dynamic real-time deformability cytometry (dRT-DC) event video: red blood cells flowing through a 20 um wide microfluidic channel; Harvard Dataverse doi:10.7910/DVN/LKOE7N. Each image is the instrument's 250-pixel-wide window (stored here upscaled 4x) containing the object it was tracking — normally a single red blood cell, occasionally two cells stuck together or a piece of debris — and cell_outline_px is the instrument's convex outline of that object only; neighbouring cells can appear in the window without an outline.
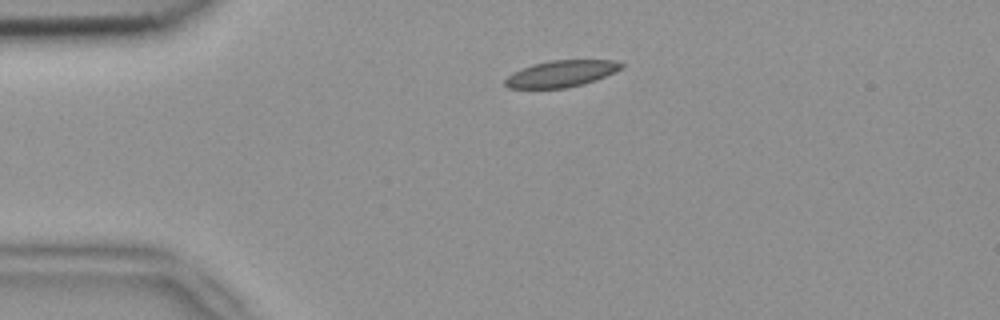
{"species": "common noctule bat (a hibernating species)", "species_latin": "Nyctalus noctula", "temperature_condition": "room temperature", "stored_images_in_passage": 5, "camera_frame_rate_fps": 3000, "um_per_image_px": 0.085, "animal": {"sex": "female", "body_mass_g": 18.4}, "frame": {"image": 1, "passage_image": 5, "time_ms": 1.333, "image_size_px": [1000, 320], "cell_outline_px": [[624, 68], [616, 72], [596, 80], [564, 88], [508, 88], [504, 84], [504, 80], [512, 72], [532, 64], [552, 60], [616, 60], [624, 64]], "centroid_in_image_um": [47.72, 6.25], "position_along_channel_um": 37.3, "area_um2": 18.03}}